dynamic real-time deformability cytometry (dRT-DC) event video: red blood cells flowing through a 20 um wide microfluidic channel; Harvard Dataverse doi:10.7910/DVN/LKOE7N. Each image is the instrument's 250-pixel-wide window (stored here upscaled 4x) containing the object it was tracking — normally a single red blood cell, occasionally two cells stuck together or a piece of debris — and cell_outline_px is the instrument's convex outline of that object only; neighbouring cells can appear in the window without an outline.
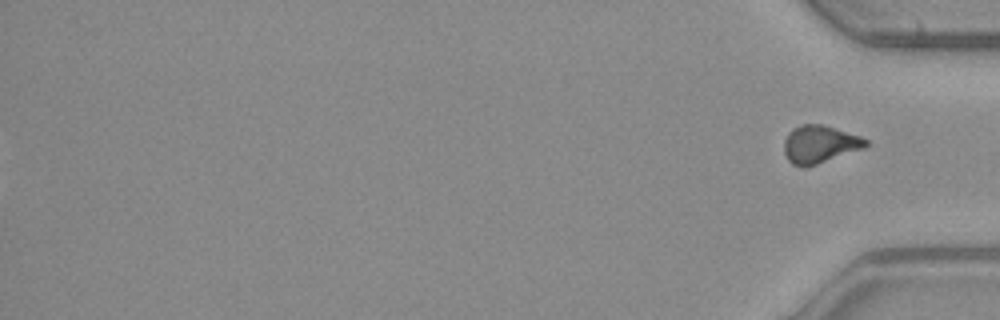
{"species": "common noctule bat (a hibernating species)", "species_latin": "Nyctalus noctula", "temperature_condition": "warm", "stored_images_in_passage": 54, "segment_of_instrument_passage": [2, 2], "camera_frame_rate_fps": 3000, "um_per_image_px": 0.085, "animal": {"sex": "male", "body_mass_g": 23.1, "forearm_length_mm": 52.7}, "frame": {"image": 1, "passage_image": 54, "time_ms": 17.667, "image_size_px": [1000, 320], "cell_outline_px": [[868, 144], [864, 148], [804, 168], [792, 164], [788, 160], [784, 152], [784, 140], [788, 132], [792, 128], [800, 124], [824, 124], [860, 136], [868, 140]], "centroid_in_image_um": [69.65, 12.25], "position_along_channel_um": 365.6, "area_um2": 18.03}}